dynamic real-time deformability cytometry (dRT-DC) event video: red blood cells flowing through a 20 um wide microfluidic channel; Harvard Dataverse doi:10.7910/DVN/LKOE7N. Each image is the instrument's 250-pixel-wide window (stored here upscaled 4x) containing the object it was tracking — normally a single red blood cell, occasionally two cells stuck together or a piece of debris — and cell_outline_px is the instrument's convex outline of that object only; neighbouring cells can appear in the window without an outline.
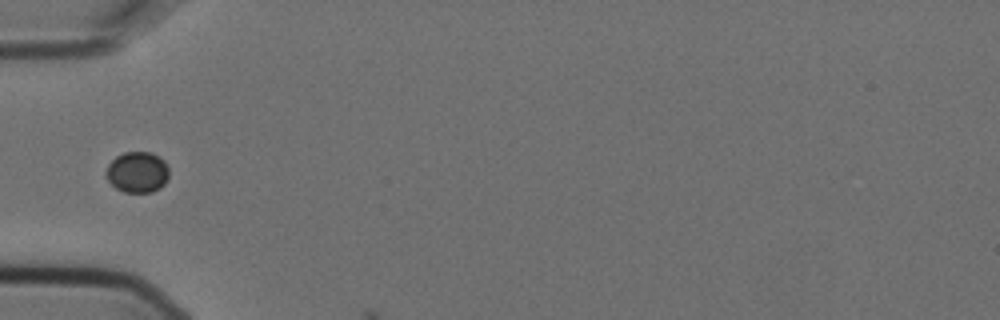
{"species": "Egyptian fruit bat (a non-hibernating species)", "species_latin": "Rousettus aegyptiacus", "temperature_condition": "cold", "stored_images_in_passage": 6, "camera_frame_rate_fps": 3000, "um_per_image_px": 0.085, "animal": {"sex": "female"}, "frame": {"image": 1, "passage_image": 5, "time_ms": 1.333, "image_size_px": [1000, 320], "cell_outline_px": [[168, 176], [164, 184], [160, 188], [152, 192], [124, 192], [116, 188], [108, 180], [104, 172], [108, 164], [116, 156], [124, 152], [152, 152], [160, 156], [164, 160], [168, 168]], "centroid_in_image_um": [11.67, 14.62], "position_along_channel_um": 73.3, "area_um2": 15.14}}